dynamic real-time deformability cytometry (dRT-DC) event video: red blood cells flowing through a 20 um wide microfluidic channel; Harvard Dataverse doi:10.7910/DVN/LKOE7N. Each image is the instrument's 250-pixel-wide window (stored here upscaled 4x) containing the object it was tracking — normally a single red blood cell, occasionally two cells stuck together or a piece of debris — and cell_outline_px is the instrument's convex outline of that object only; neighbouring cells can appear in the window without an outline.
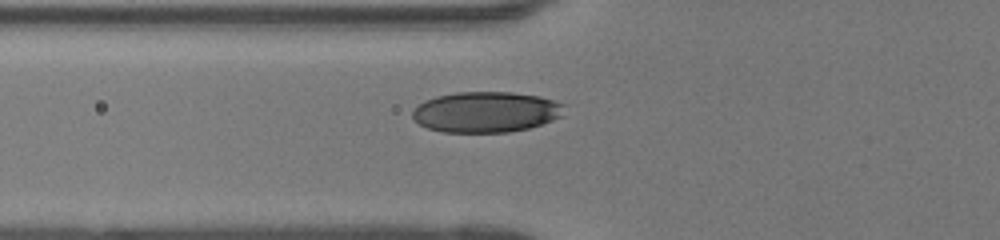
{"species": "human", "species_latin": "Homo sapiens", "temperature_condition": "room temperature", "stored_images_in_passage": 38, "camera_frame_rate_fps": 3000, "um_per_image_px": 0.085, "donor": {"sex": "female"}, "frame": {"image": 1, "passage_image": 8, "time_ms": 2.333, "image_size_px": [1000, 240], "cell_outline_px": [[568, 104], [560, 116], [552, 120], [528, 128], [508, 132], [444, 132], [428, 128], [420, 124], [412, 116], [412, 112], [424, 100], [436, 96], [456, 92], [512, 92], [540, 96]], "centroid_in_image_um": [41.34, 9.51], "position_along_channel_um": 84.5, "area_um2": 36.01}}
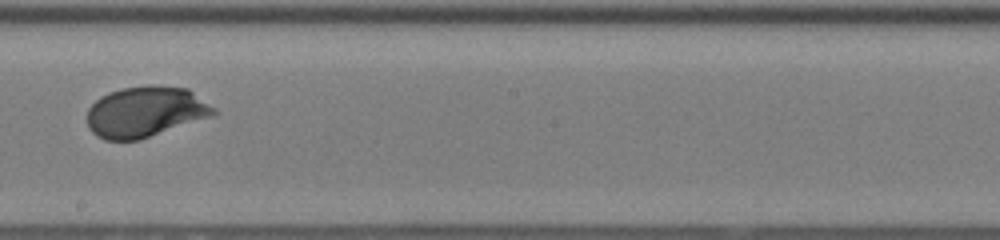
{"frame": {"image": 2, "passage_image": 19, "time_ms": 6.0, "image_size_px": [1000, 240], "cell_outline_px": [[220, 112], [216, 116], [140, 140], [104, 140], [96, 136], [88, 128], [88, 108], [100, 96], [108, 92], [124, 88], [148, 84], [160, 84], [188, 88], [216, 108]], "centroid_in_image_um": [12.43, 9.5], "position_along_channel_um": 235.8, "area_um2": 38.32}}
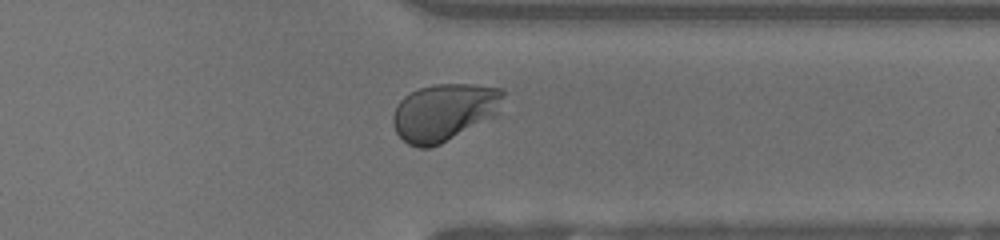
{"frame": {"image": 3, "passage_image": 29, "time_ms": 9.333, "image_size_px": [1000, 240], "cell_outline_px": [[504, 92], [496, 116], [432, 148], [416, 148], [408, 144], [396, 132], [392, 124], [392, 116], [400, 100], [404, 96], [420, 88], [436, 84], [472, 84], [504, 88]], "centroid_in_image_um": [37.75, 9.54], "position_along_channel_um": 373.7, "area_um2": 36.88}, "authors_computed_cell_mechanics": {"area_um2": 36.7897, "velocity_mm_per_s": 4.122, "shape_relaxation_time_tau1_ms": 3.2036, "shape_relaxation_time_tau2_ms": null, "deformation_change_tau1": 0.1504, "deformation_change_tau2": null}}